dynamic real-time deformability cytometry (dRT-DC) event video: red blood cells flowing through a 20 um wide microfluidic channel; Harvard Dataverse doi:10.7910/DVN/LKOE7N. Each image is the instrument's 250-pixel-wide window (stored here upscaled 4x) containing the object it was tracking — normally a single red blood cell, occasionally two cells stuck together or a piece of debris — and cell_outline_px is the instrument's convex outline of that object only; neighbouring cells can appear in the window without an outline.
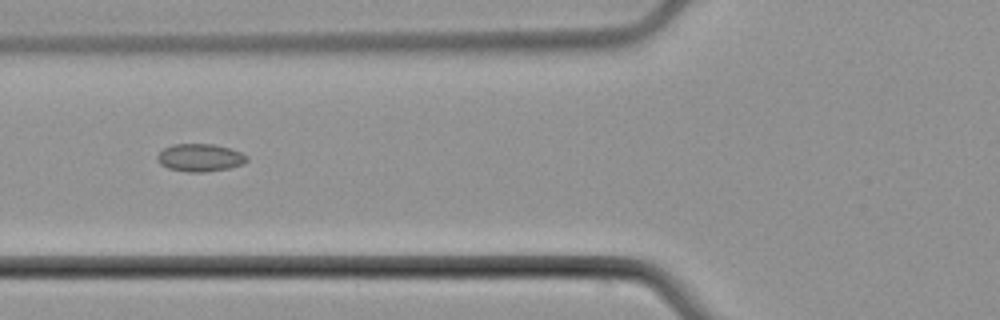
{"species": "common noctule bat (a hibernating species)", "species_latin": "Nyctalus noctula", "temperature_condition": "cold", "stored_images_in_passage": 7, "camera_frame_rate_fps": 3000, "um_per_image_px": 0.085, "animal": {"sex": "male", "body_mass_g": 21.5, "forearm_length_mm": 52.0}, "frame": {"image": 1, "passage_image": 6, "time_ms": 6.0, "image_size_px": [1000, 320], "cell_outline_px": [[248, 160], [244, 164], [228, 168], [204, 172], [188, 172], [168, 168], [160, 164], [156, 160], [156, 156], [164, 148], [172, 144], [212, 144], [228, 148], [240, 152], [248, 156]], "centroid_in_image_um": [16.98, 13.4], "position_along_channel_um": 108.8, "area_um2": 14.45}}
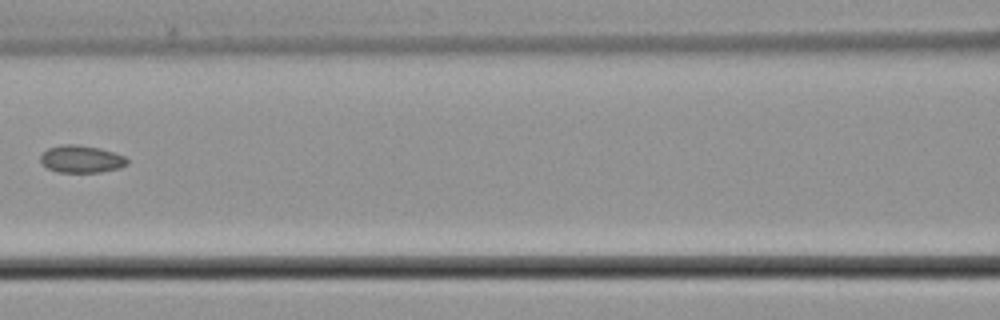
{"frame": {"image": 2, "passage_image": 7, "time_ms": 7.333, "image_size_px": [1000, 320], "cell_outline_px": [[128, 164], [120, 168], [100, 172], [56, 172], [48, 168], [40, 160], [40, 156], [48, 148], [60, 144], [76, 144], [100, 148], [124, 156], [128, 160]], "centroid_in_image_um": [6.91, 13.52], "position_along_channel_um": 159.7, "area_um2": 13.81}}